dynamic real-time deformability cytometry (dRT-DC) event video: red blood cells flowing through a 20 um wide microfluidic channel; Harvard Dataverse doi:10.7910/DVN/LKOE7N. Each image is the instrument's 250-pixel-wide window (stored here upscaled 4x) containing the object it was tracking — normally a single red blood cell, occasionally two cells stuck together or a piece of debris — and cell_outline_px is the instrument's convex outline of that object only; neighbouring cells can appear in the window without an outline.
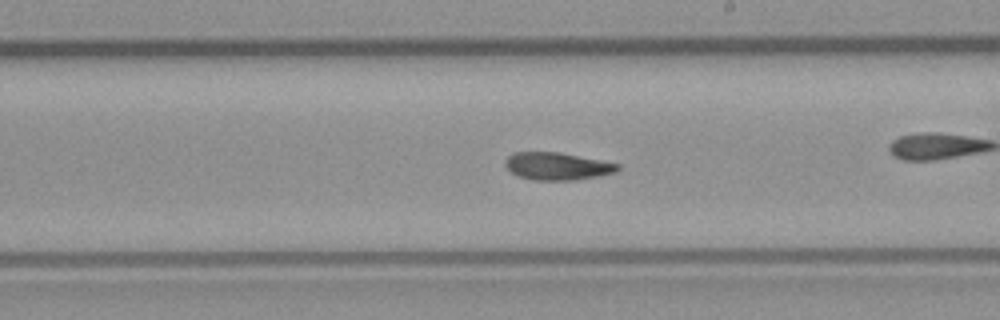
{"species": "common noctule bat (a hibernating species)", "species_latin": "Nyctalus noctula", "temperature_condition": "room temperature", "stored_images_in_passage": 54, "camera_frame_rate_fps": 3000, "um_per_image_px": 0.085, "animal": {"sex": "male", "body_mass_g": 23.1, "forearm_length_mm": 52.7}, "frame": {"image": 1, "passage_image": 31, "time_ms": 10.0, "image_size_px": [1000, 320], "cell_outline_px": [[620, 168], [616, 172], [600, 176], [576, 180], [532, 180], [516, 176], [504, 164], [504, 160], [512, 152], [560, 152], [620, 164]], "centroid_in_image_um": [47.35, 14.13], "position_along_channel_um": 241.6, "area_um2": 18.21}, "authors_computed_cell_mechanics": {"area_um2": 18.2648, "velocity_mm_per_s": 3.8725, "shape_relaxation_time_tau1_ms": null, "shape_relaxation_time_tau2_ms": 8.0752, "deformation_change_tau1": null, "deformation_change_tau2": 0.1541}}